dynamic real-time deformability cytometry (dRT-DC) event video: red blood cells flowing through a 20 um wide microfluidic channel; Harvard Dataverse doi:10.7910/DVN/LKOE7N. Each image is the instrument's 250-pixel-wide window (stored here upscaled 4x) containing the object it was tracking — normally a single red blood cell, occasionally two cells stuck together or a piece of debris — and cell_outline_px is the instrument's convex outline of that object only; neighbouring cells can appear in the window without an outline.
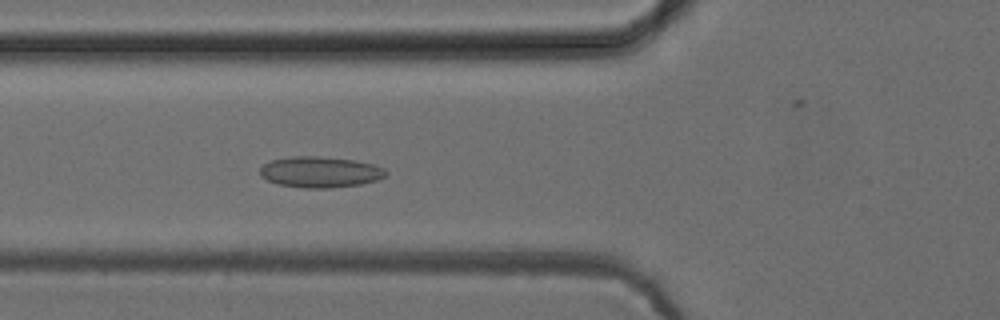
{"species": "common noctule bat (a hibernating species)", "species_latin": "Nyctalus noctula", "temperature_condition": "cold", "stored_images_in_passage": 53, "camera_frame_rate_fps": 3000, "um_per_image_px": 0.085, "animal": {"sex": "female", "body_mass_g": 24.6, "forearm_length_mm": 56.2}, "frame": {"image": 1, "passage_image": 20, "time_ms": 6.333, "image_size_px": [1000, 320], "cell_outline_px": [[388, 172], [384, 176], [376, 180], [360, 184], [328, 188], [304, 188], [280, 184], [268, 180], [260, 176], [260, 168], [264, 164], [272, 160], [288, 156], [320, 156], [352, 160], [372, 164], [384, 168]], "centroid_in_image_um": [27.19, 14.61], "position_along_channel_um": 98.6, "area_um2": 22.54}}
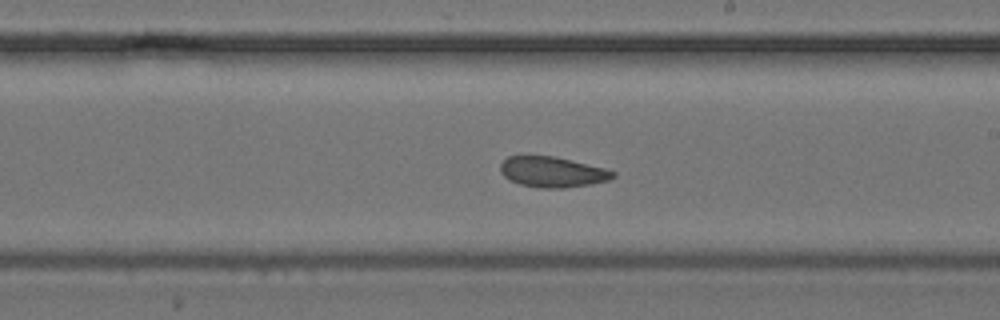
{"frame": {"image": 2, "passage_image": 31, "time_ms": 10.0, "image_size_px": [1000, 320], "cell_outline_px": [[616, 176], [608, 180], [592, 184], [564, 188], [536, 188], [520, 184], [508, 180], [500, 172], [500, 164], [508, 156], [552, 156], [604, 168], [616, 172]], "centroid_in_image_um": [46.93, 14.63], "position_along_channel_um": 242.1, "area_um2": 20.0}}
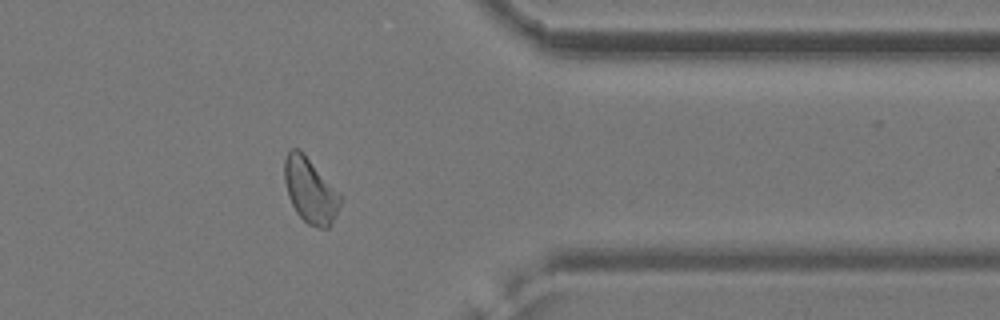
{"frame": {"image": 3, "passage_image": 43, "time_ms": 14.0, "image_size_px": [1000, 320], "cell_outline_px": [[344, 196], [336, 216], [328, 228], [316, 228], [308, 224], [296, 212], [288, 196], [284, 180], [284, 160], [288, 152], [292, 148], [296, 148]], "centroid_in_image_um": [26.39, 16.25], "position_along_channel_um": 385.0, "area_um2": 20.92}, "authors_computed_cell_mechanics": {"area_um2": 21.5594, "velocity_mm_per_s": 3.8957, "shape_relaxation_time_tau1_ms": null, "shape_relaxation_time_tau2_ms": 4.2911, "deformation_change_tau1": null, "deformation_change_tau2": 0.0948}}